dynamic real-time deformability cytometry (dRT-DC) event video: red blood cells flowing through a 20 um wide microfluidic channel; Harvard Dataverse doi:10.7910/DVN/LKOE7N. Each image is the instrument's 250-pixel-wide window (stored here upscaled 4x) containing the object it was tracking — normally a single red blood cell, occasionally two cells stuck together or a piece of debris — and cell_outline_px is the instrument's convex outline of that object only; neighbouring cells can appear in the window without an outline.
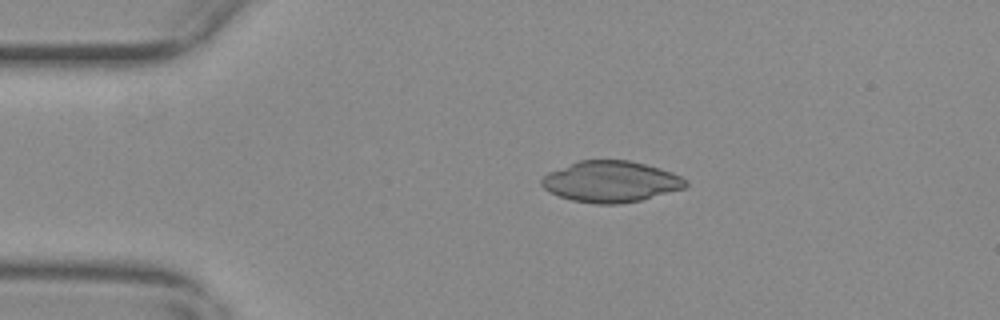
{"species": "common noctule bat (a hibernating species)", "species_latin": "Nyctalus noctula", "temperature_condition": "warm", "stored_images_in_passage": 55, "camera_frame_rate_fps": 3000, "um_per_image_px": 0.085, "animal": {"sex": "female", "body_mass_g": 29.2, "forearm_length_mm": 56.3}, "frame": {"image": 1, "passage_image": 11, "time_ms": 3.333, "image_size_px": [1000, 320], "cell_outline_px": [[688, 184], [684, 188], [640, 200], [620, 204], [596, 204], [572, 200], [560, 196], [544, 188], [540, 184], [540, 180], [548, 172], [580, 160], [628, 160], [660, 168], [672, 172], [688, 180]], "centroid_in_image_um": [51.92, 15.43], "position_along_channel_um": 33.1, "area_um2": 34.33}}